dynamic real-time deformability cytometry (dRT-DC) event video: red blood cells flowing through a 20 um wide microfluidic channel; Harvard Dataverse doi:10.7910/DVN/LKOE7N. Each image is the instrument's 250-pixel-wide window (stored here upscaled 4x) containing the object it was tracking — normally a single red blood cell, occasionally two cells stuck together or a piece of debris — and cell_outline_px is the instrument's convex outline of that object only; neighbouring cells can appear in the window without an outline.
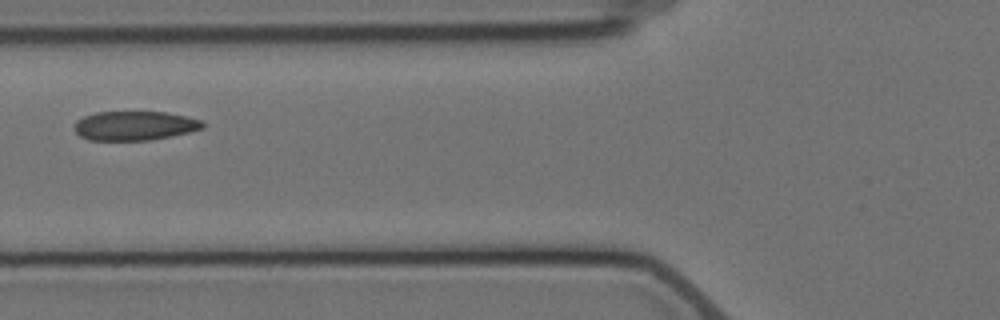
{"species": "Egyptian fruit bat (a non-hibernating species)", "species_latin": "Rousettus aegyptiacus", "temperature_condition": "cold", "stored_images_in_passage": 3, "camera_frame_rate_fps": 3000, "um_per_image_px": 0.085, "animal": {"sex": "female"}, "frame": {"image": 1, "passage_image": 2, "time_ms": 1.333, "image_size_px": [1000, 320], "cell_outline_px": [[204, 128], [172, 136], [148, 140], [88, 140], [80, 136], [72, 128], [76, 120], [84, 116], [96, 112], [164, 112], [184, 116], [200, 120], [204, 124]], "centroid_in_image_um": [11.39, 10.69], "position_along_channel_um": 114.4, "area_um2": 21.79}}
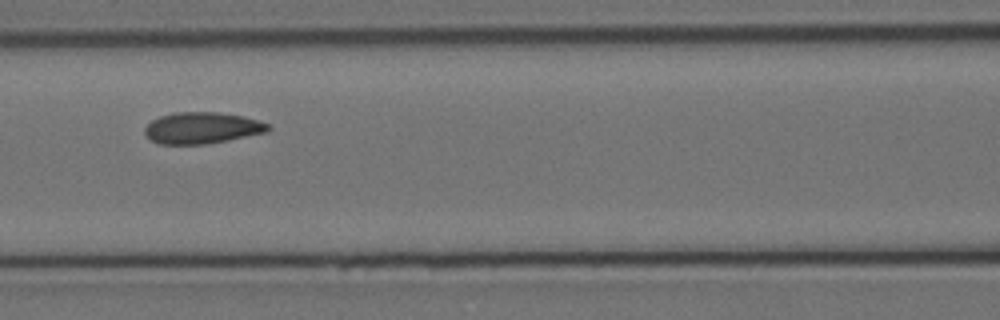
{"frame": {"image": 2, "passage_image": 3, "time_ms": 2.333, "image_size_px": [1000, 320], "cell_outline_px": [[272, 128], [268, 132], [208, 144], [160, 144], [152, 140], [144, 132], [144, 128], [152, 120], [160, 116], [176, 112], [220, 112], [244, 116], [260, 120], [268, 124]], "centroid_in_image_um": [17.22, 10.87], "position_along_channel_um": 149.4, "area_um2": 22.72}}